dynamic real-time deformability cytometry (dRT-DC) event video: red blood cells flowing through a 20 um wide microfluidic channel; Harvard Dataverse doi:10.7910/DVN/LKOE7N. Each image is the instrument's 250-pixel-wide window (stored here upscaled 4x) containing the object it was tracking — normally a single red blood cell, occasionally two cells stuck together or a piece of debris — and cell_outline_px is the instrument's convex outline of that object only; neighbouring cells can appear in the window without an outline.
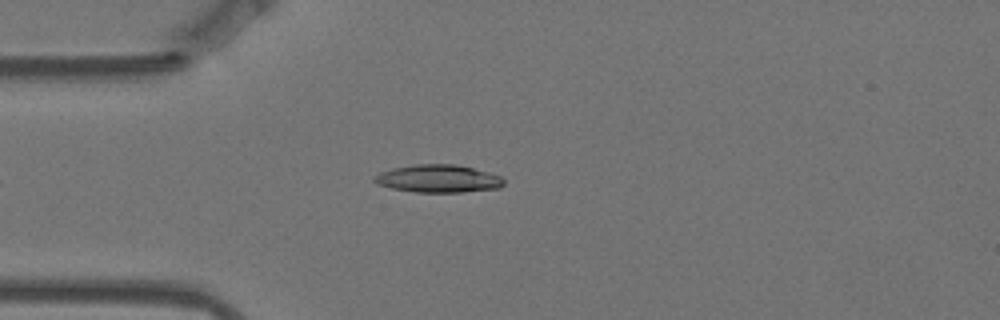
{"species": "Egyptian fruit bat (a non-hibernating species)", "species_latin": "Rousettus aegyptiacus", "temperature_condition": "warm", "stored_images_in_passage": 46, "camera_frame_rate_fps": 3000, "um_per_image_px": 0.085, "animal": {"sex": "female"}, "frame": {"image": 1, "passage_image": 8, "time_ms": 2.333, "image_size_px": [1000, 320], "cell_outline_px": [[504, 184], [500, 188], [460, 192], [416, 192], [392, 188], [376, 184], [372, 180], [380, 172], [392, 168], [416, 164], [456, 164], [472, 168], [500, 176], [504, 180]], "centroid_in_image_um": [37.23, 15.18], "position_along_channel_um": 47.8, "area_um2": 20.81}}
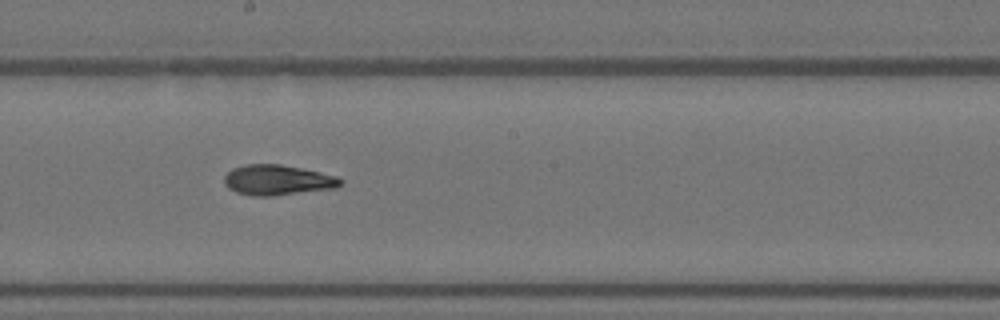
{"frame": {"image": 2, "passage_image": 24, "time_ms": 7.667, "image_size_px": [1000, 320], "cell_outline_px": [[344, 180], [336, 188], [272, 196], [252, 196], [236, 192], [228, 188], [224, 184], [224, 176], [232, 168], [244, 164], [280, 164], [320, 172], [336, 176]], "centroid_in_image_um": [23.56, 15.3], "position_along_channel_um": 224.6, "area_um2": 20.58}}
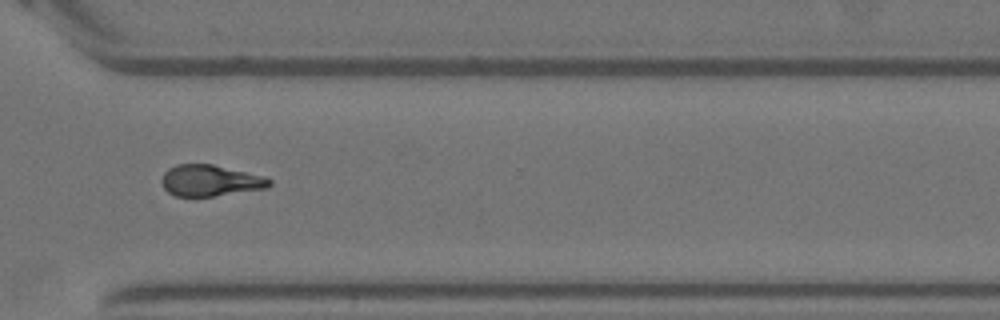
{"frame": {"image": 3, "passage_image": 35, "time_ms": 11.333, "image_size_px": [1000, 320], "cell_outline_px": [[272, 184], [268, 188], [196, 200], [176, 196], [168, 192], [164, 188], [160, 180], [164, 172], [168, 168], [176, 164], [212, 164], [264, 176], [272, 180]], "centroid_in_image_um": [17.85, 15.4], "position_along_channel_um": 352.8, "area_um2": 20.52}, "authors_computed_cell_mechanics": {"area_um2": 20.1144, "velocity_mm_per_s": 3.5082, "shape_relaxation_time_tau1_ms": 5.3191, "shape_relaxation_time_tau2_ms": 7.4959, "deformation_change_tau1": 0.1715, "deformation_change_tau2": 0.1683}}